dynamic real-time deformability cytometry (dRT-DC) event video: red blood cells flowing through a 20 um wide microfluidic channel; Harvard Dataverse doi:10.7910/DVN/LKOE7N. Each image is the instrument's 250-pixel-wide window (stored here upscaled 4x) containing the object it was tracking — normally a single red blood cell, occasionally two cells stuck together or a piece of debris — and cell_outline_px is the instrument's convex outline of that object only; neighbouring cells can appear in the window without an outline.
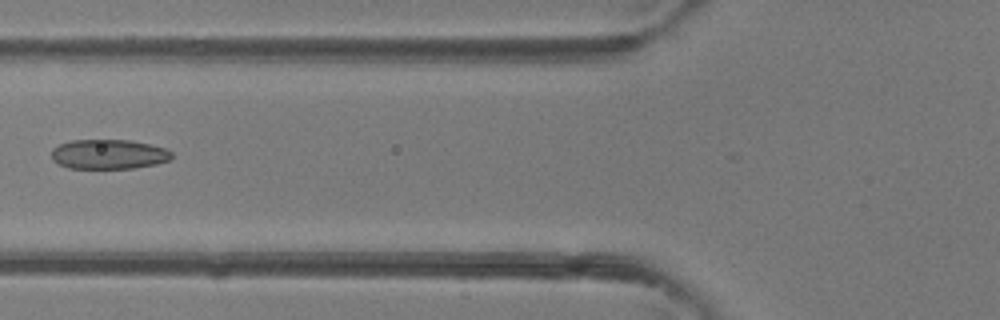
{"species": "common noctule bat (a hibernating species)", "species_latin": "Nyctalus noctula", "temperature_condition": "room temperature", "stored_images_in_passage": 5, "camera_frame_rate_fps": 3000, "um_per_image_px": 0.085, "animal": {"sex": "female"}, "frame": {"image": 1, "passage_image": 5, "time_ms": 4.667, "image_size_px": [1000, 320], "cell_outline_px": [[172, 160], [156, 164], [136, 168], [68, 168], [52, 160], [52, 148], [60, 144], [72, 140], [128, 140], [148, 144], [164, 148], [172, 152]], "centroid_in_image_um": [9.25, 13.11], "position_along_channel_um": 116.6, "area_um2": 20.75}}